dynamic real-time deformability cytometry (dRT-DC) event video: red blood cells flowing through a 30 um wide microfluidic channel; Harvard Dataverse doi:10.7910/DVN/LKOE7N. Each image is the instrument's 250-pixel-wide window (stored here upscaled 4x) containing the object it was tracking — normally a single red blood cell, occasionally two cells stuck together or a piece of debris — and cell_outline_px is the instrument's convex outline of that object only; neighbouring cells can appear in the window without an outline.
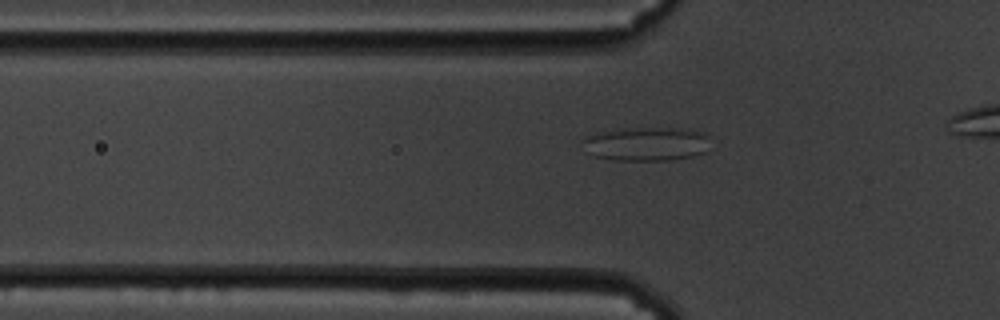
{"species": "common noctule bat (a hibernating species)", "species_latin": "Nyctalus noctula", "temperature_condition": "cold", "stored_images_in_passage": 34, "camera_frame_rate_fps": 3000, "um_per_image_px": 0.085, "animal": {"sex": "male", "body_mass_g": 19.5, "forearm_length_mm": 54.6}, "frame": {"image": 1, "passage_image": 5, "time_ms": 1.333, "image_size_px": [1000, 320], "cell_outline_px": [[708, 136], [704, 152], [692, 156], [672, 160], [612, 160], [596, 156], [588, 152], [580, 140], [584, 136], [596, 132], [624, 128], [684, 128], [700, 132]], "centroid_in_image_um": [54.87, 12.22], "position_along_channel_um": 70.9, "area_um2": 25.14}}
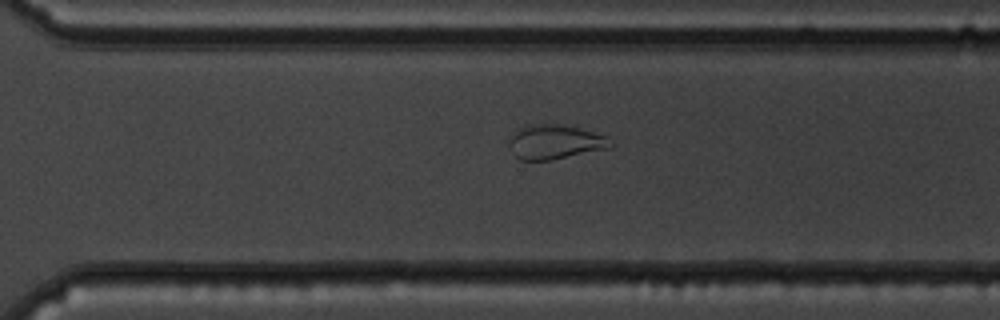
{"frame": {"image": 2, "passage_image": 27, "time_ms": 8.667, "image_size_px": [1000, 320], "cell_outline_px": [[616, 144], [612, 148], [552, 160], [520, 160], [512, 156], [508, 144], [508, 140], [516, 132], [532, 124], [564, 124], [580, 128], [608, 136]], "centroid_in_image_um": [47.24, 12.09], "position_along_channel_um": 323.4, "area_um2": 20.75}}
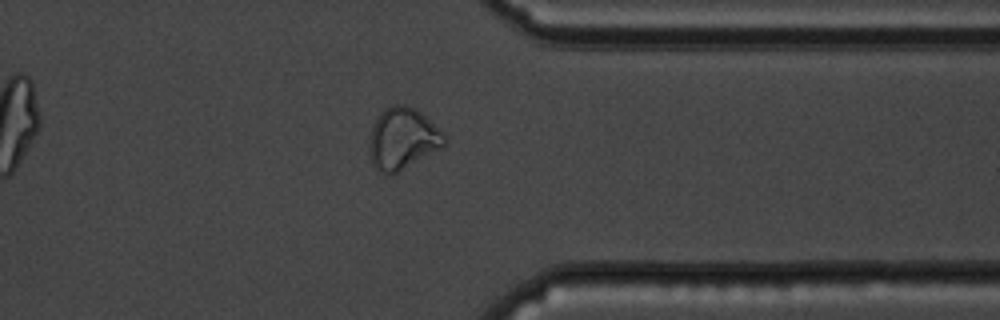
{"frame": {"image": 3, "passage_image": 32, "time_ms": 10.333, "image_size_px": [1000, 320], "cell_outline_px": [[448, 144], [400, 172], [392, 176], [380, 172], [372, 164], [368, 148], [368, 140], [372, 128], [380, 112], [384, 108], [392, 104], [404, 104], [416, 108], [448, 140]], "centroid_in_image_um": [34.19, 11.81], "position_along_channel_um": 377.2, "area_um2": 27.17}}